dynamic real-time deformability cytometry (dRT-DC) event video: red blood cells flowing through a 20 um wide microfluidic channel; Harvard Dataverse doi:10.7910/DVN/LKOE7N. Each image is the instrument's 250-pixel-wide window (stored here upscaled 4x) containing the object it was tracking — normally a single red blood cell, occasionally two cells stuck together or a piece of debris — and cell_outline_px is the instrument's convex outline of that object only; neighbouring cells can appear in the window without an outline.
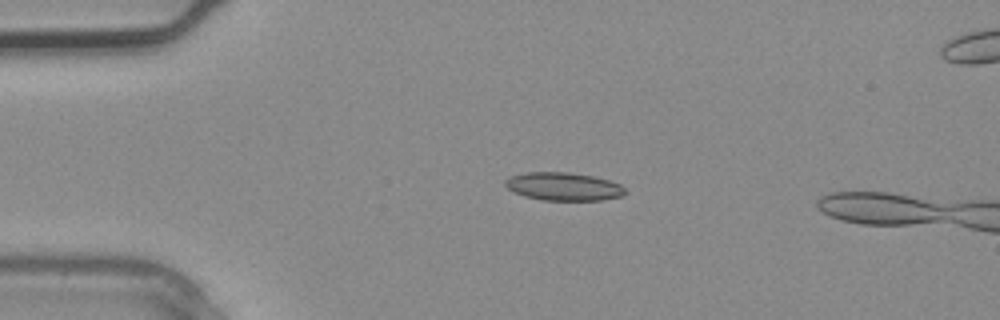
{"species": "common noctule bat (a hibernating species)", "species_latin": "Nyctalus noctula", "temperature_condition": "warm", "stored_images_in_passage": 2, "camera_frame_rate_fps": 3000, "um_per_image_px": 0.085, "animal": {"sex": "male", "body_mass_g": 20.4}, "frame": {"image": 1, "passage_image": 1, "time_ms": 0.0, "image_size_px": [1000, 320], "cell_outline_px": [[628, 192], [624, 196], [600, 200], [544, 200], [524, 196], [508, 188], [504, 184], [504, 180], [508, 176], [528, 172], [568, 172], [596, 176], [620, 184]], "centroid_in_image_um": [47.92, 15.84], "position_along_channel_um": 37.1, "area_um2": 19.77}}